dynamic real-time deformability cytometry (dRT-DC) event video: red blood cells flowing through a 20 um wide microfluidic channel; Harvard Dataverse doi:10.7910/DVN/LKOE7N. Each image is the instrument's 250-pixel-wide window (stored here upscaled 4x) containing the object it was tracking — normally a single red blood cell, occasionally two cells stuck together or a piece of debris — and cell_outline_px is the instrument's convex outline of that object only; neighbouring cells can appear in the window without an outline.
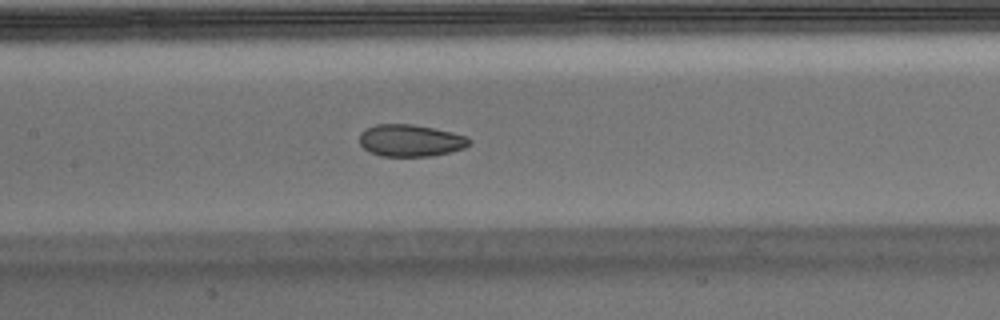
{"species": "Egyptian fruit bat (a non-hibernating species)", "species_latin": "Rousettus aegyptiacus", "temperature_condition": "warm", "stored_images_in_passage": 43, "camera_frame_rate_fps": 3000, "um_per_image_px": 0.085, "animal": {"sex": "male"}, "frame": {"image": 1, "passage_image": 19, "time_ms": 6.0, "image_size_px": [1000, 320], "cell_outline_px": [[472, 144], [464, 148], [432, 156], [380, 156], [368, 152], [360, 144], [360, 132], [364, 128], [376, 124], [412, 124], [432, 128], [468, 136], [472, 140]], "centroid_in_image_um": [34.88, 11.94], "position_along_channel_um": 172.5, "area_um2": 20.63}, "authors_computed_cell_mechanics": {"area_um2": 22.0218, "velocity_mm_per_s": 3.7592, "shape_relaxation_time_tau1_ms": null, "shape_relaxation_time_tau2_ms": 1.4082, "deformation_change_tau1": null, "deformation_change_tau2": 0.0634}}